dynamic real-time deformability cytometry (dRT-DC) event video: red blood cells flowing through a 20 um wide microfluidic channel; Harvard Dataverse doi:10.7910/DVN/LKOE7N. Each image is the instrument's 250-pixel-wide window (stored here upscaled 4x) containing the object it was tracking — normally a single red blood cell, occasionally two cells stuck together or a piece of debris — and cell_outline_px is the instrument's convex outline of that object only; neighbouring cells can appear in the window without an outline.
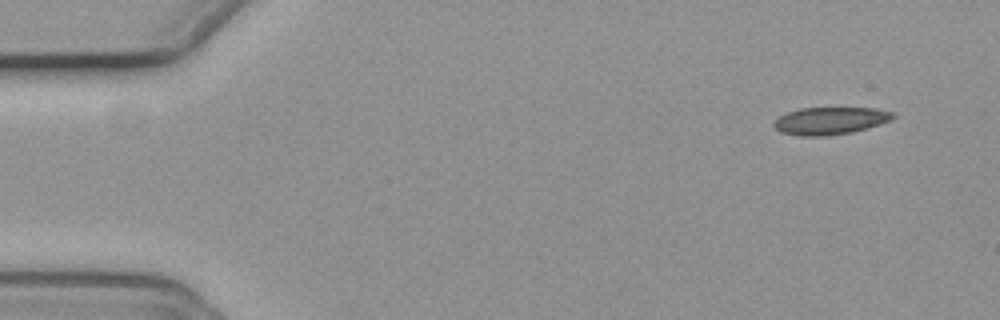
{"species": "common noctule bat (a hibernating species)", "species_latin": "Nyctalus noctula", "temperature_condition": "cold", "stored_images_in_passage": 51, "camera_frame_rate_fps": 3000, "um_per_image_px": 0.085, "animal": {"sex": "female", "body_mass_g": 19.3, "forearm_length_mm": 54.1}, "frame": {"image": 1, "passage_image": 1, "time_ms": 0.0, "image_size_px": [1000, 320], "cell_outline_px": [[896, 116], [888, 120], [868, 128], [852, 132], [828, 136], [800, 136], [780, 132], [772, 124], [780, 116], [788, 112], [800, 108], [876, 108], [896, 112]], "centroid_in_image_um": [70.57, 10.26], "position_along_channel_um": 14.4, "area_um2": 19.02}}
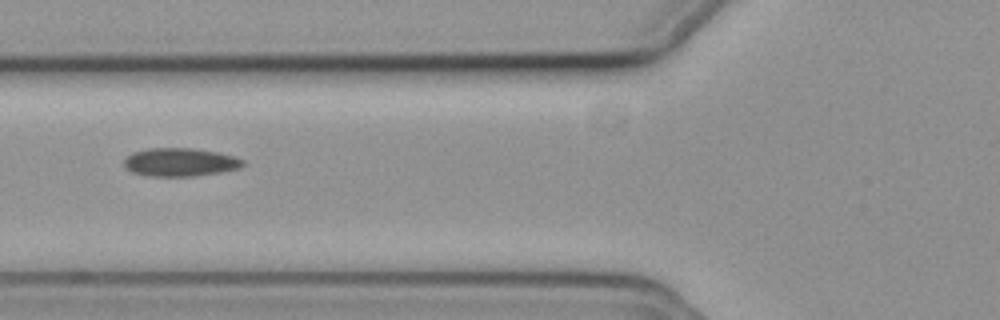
{"frame": {"image": 2, "passage_image": 18, "time_ms": 5.667, "image_size_px": [1000, 320], "cell_outline_px": [[244, 164], [240, 168], [220, 172], [192, 176], [148, 176], [132, 172], [124, 164], [124, 160], [132, 152], [148, 148], [192, 148], [216, 152], [236, 156], [244, 160]], "centroid_in_image_um": [15.32, 13.78], "position_along_channel_um": 110.5, "area_um2": 19.54}}
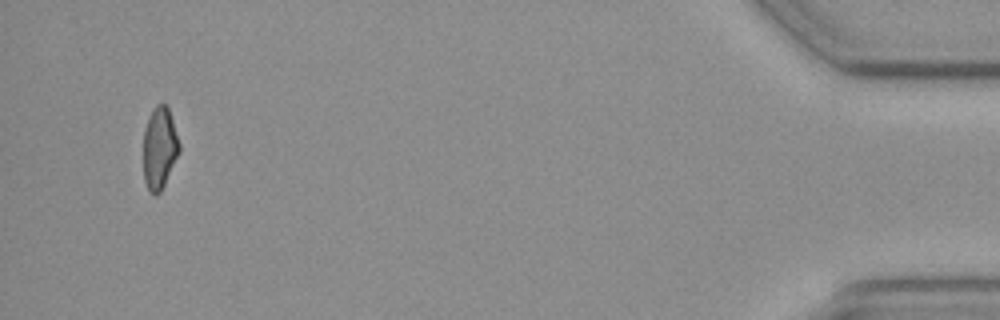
{"frame": {"image": 3, "passage_image": 50, "time_ms": 16.333, "image_size_px": [1000, 320], "cell_outline_px": [[180, 152], [160, 192], [156, 196], [152, 196], [148, 192], [144, 180], [144, 128], [148, 116], [152, 108], [156, 104], [164, 104], [168, 108], [180, 144]], "centroid_in_image_um": [13.54, 12.61], "position_along_channel_um": 421.7, "area_um2": 17.28}}